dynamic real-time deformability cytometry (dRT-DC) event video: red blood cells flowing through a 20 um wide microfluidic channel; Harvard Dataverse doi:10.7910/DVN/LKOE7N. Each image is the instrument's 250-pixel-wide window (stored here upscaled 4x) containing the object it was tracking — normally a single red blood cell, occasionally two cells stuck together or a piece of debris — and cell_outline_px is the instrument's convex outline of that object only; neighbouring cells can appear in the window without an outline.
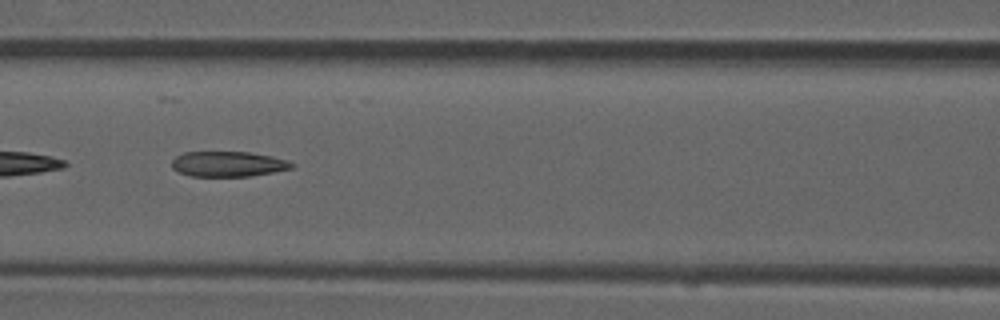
{"species": "common noctule bat (a hibernating species)", "species_latin": "Nyctalus noctula", "temperature_condition": "room temperature", "stored_images_in_passage": 6, "camera_frame_rate_fps": 3000, "um_per_image_px": 0.085, "animal": {"sex": "male", "forearm_length_mm": 52.5}, "frame": {"image": 1, "passage_image": 4, "time_ms": 1.0, "image_size_px": [1000, 320], "cell_outline_px": [[296, 164], [292, 168], [252, 176], [192, 176], [180, 172], [172, 168], [172, 160], [176, 156], [184, 152], [248, 152], [272, 156], [288, 160]], "centroid_in_image_um": [19.41, 13.93], "position_along_channel_um": 147.2, "area_um2": 17.63}}
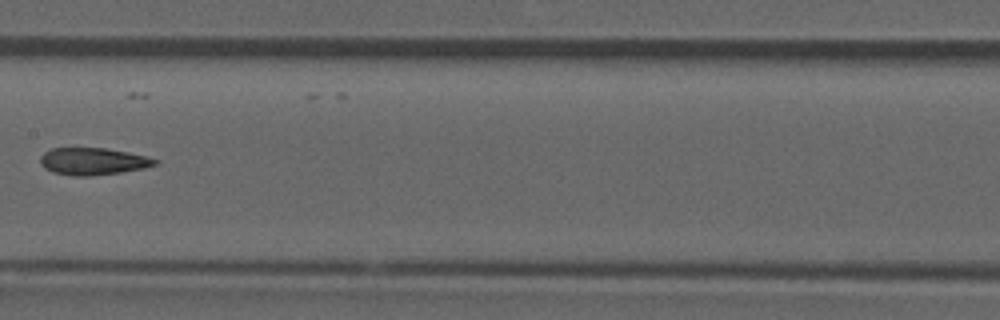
{"frame": {"image": 2, "passage_image": 5, "time_ms": 1.333, "image_size_px": [1000, 320], "cell_outline_px": [[160, 160], [156, 164], [144, 168], [120, 172], [88, 176], [72, 176], [52, 172], [44, 168], [40, 164], [40, 156], [44, 152], [52, 148], [104, 148], [128, 152], [148, 156]], "centroid_in_image_um": [7.89, 13.71], "position_along_channel_um": 199.5, "area_um2": 18.21}}
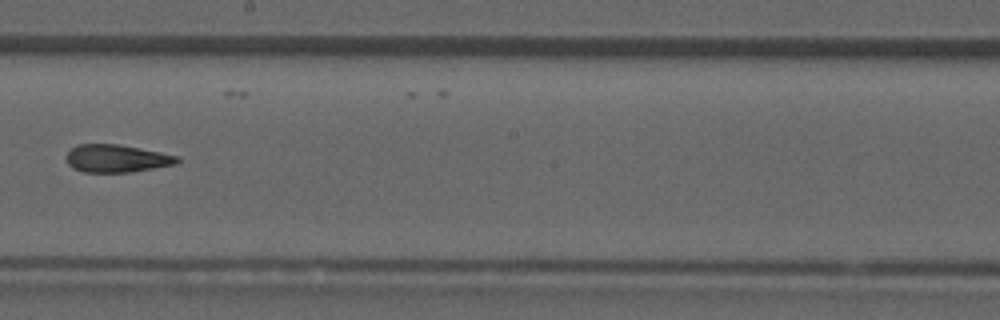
{"frame": {"image": 3, "passage_image": 6, "time_ms": 1.667, "image_size_px": [1000, 320], "cell_outline_px": [[180, 160], [176, 164], [132, 172], [84, 172], [72, 168], [68, 164], [64, 156], [76, 144], [116, 144], [160, 152], [180, 156]], "centroid_in_image_um": [9.89, 13.47], "position_along_channel_um": 238.3, "area_um2": 17.98}}